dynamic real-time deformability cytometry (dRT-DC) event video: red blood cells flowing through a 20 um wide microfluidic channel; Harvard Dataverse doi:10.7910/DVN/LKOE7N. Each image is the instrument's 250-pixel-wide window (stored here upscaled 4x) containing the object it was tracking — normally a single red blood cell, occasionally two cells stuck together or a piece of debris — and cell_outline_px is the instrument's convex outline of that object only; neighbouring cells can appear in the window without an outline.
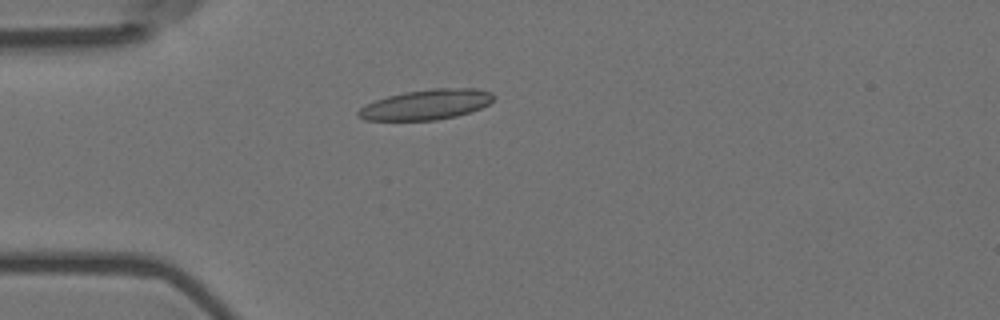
{"species": "Egyptian fruit bat (a non-hibernating species)", "species_latin": "Rousettus aegyptiacus", "temperature_condition": "room temperature", "stored_images_in_passage": 2, "camera_frame_rate_fps": 3000, "um_per_image_px": 0.085, "animal": {"sex": "female"}, "frame": {"image": 1, "passage_image": 1, "time_ms": 0.0, "image_size_px": [1000, 320], "cell_outline_px": [[496, 96], [488, 104], [480, 108], [456, 116], [436, 120], [364, 120], [356, 112], [360, 108], [376, 100], [388, 96], [404, 92], [432, 88], [476, 88], [492, 92]], "centroid_in_image_um": [36.26, 8.88], "position_along_channel_um": 48.7, "area_um2": 23.64}}